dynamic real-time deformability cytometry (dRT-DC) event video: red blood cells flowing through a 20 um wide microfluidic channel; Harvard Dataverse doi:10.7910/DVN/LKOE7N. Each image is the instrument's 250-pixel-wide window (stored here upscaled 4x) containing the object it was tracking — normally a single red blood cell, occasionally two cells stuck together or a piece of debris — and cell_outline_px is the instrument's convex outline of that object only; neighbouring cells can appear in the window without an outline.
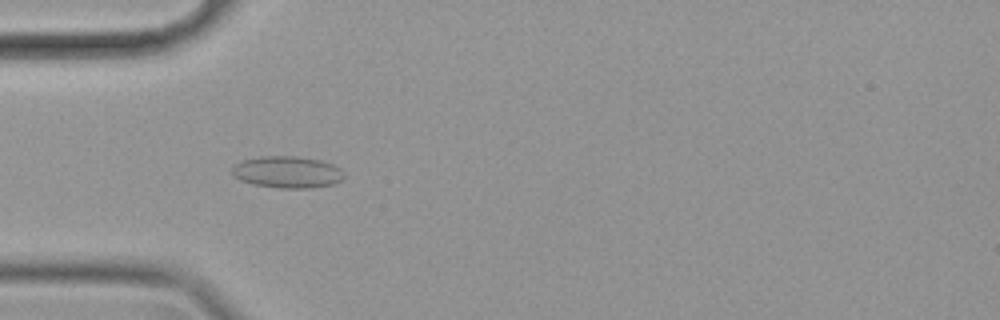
{"species": "common noctule bat (a hibernating species)", "species_latin": "Nyctalus noctula", "temperature_condition": "cold", "stored_images_in_passage": 42, "camera_frame_rate_fps": 3000, "um_per_image_px": 0.085, "animal": {"sex": "female", "body_mass_g": 19.9}, "frame": {"image": 1, "passage_image": 2, "time_ms": 0.333, "image_size_px": [1000, 320], "cell_outline_px": [[344, 180], [336, 184], [312, 188], [280, 188], [252, 184], [240, 180], [232, 176], [232, 168], [240, 160], [260, 156], [296, 156], [320, 160], [332, 164], [340, 168], [344, 176]], "centroid_in_image_um": [24.42, 14.63], "position_along_channel_um": 60.6, "area_um2": 21.04}}
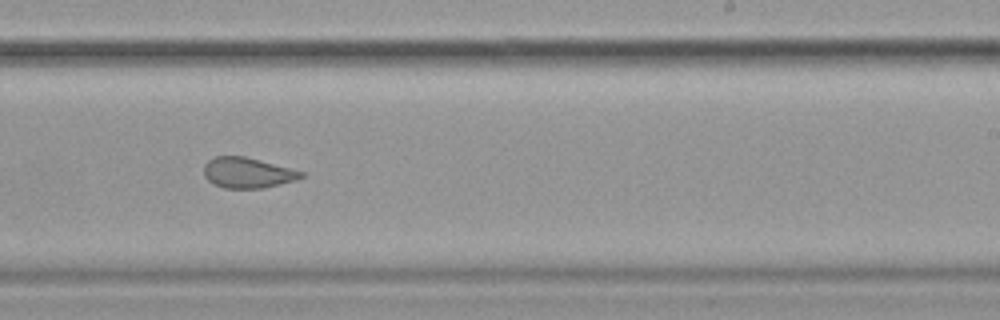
{"frame": {"image": 2, "passage_image": 20, "time_ms": 6.333, "image_size_px": [1000, 320], "cell_outline_px": [[304, 176], [296, 180], [264, 188], [224, 188], [212, 184], [204, 176], [204, 164], [208, 160], [216, 156], [244, 156], [304, 172]], "centroid_in_image_um": [21.01, 14.69], "position_along_channel_um": 268.0, "area_um2": 17.22}}
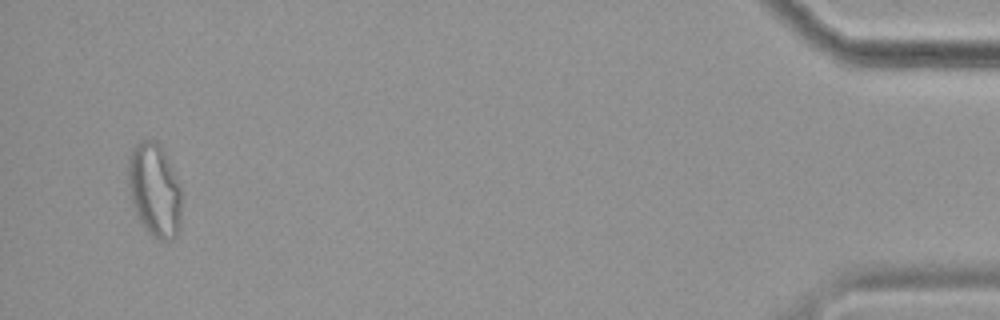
{"frame": {"image": 3, "passage_image": 40, "time_ms": 13.0, "image_size_px": [1000, 320], "cell_outline_px": [[180, 232], [172, 240], [160, 240], [152, 236], [144, 228], [132, 204], [128, 184], [128, 156], [132, 148], [140, 140], [156, 140], [160, 144], [180, 184]], "centroid_in_image_um": [13.13, 16.15], "position_along_channel_um": 422.1, "area_um2": 29.25}, "authors_computed_cell_mechanics": {"area_um2": 18.4382, "velocity_mm_per_s": 3.4993, "shape_relaxation_time_tau1_ms": null, "shape_relaxation_time_tau2_ms": 1.5179, "deformation_change_tau1": null, "deformation_change_tau2": 0.0616}}